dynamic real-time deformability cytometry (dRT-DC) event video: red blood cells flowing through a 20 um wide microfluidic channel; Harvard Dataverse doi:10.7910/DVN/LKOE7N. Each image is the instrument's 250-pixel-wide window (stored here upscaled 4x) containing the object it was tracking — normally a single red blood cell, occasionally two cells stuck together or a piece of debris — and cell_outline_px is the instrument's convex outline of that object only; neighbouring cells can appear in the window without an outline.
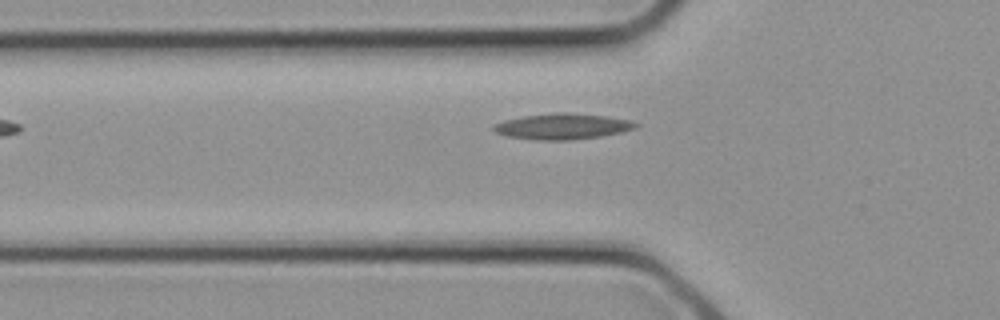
{"species": "common noctule bat (a hibernating species)", "species_latin": "Nyctalus noctula", "temperature_condition": "cold", "stored_images_in_passage": 3, "camera_frame_rate_fps": 3000, "um_per_image_px": 0.085, "animal": {"sex": "female", "body_mass_g": 21.9}, "frame": {"image": 1, "passage_image": 3, "time_ms": 0.667, "image_size_px": [1000, 320], "cell_outline_px": [[640, 124], [636, 128], [620, 132], [600, 136], [572, 140], [532, 140], [504, 136], [496, 132], [492, 128], [492, 124], [504, 120], [524, 116], [556, 112], [568, 112], [604, 116], [632, 120]], "centroid_in_image_um": [47.78, 10.74], "position_along_channel_um": 78.0, "area_um2": 21.56}}